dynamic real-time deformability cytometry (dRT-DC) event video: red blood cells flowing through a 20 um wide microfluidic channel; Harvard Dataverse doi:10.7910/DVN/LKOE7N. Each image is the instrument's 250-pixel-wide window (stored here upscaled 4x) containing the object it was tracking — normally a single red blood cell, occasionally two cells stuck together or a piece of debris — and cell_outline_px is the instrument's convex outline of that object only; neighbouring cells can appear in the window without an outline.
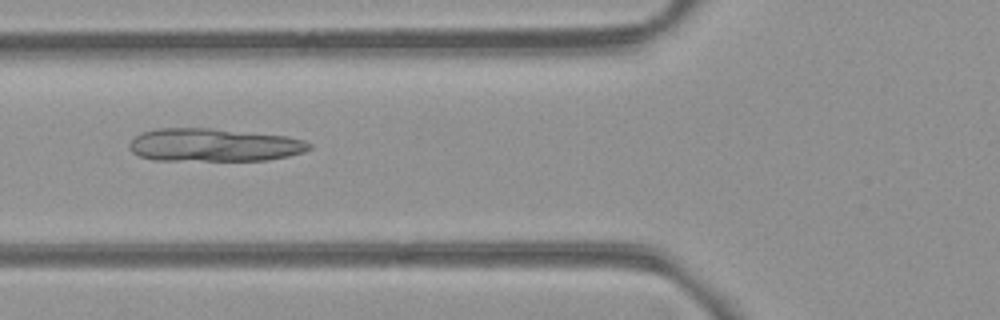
{"species": "common noctule bat (a hibernating species)", "species_latin": "Nyctalus noctula", "temperature_condition": "room temperature", "stored_images_in_passage": 5, "camera_frame_rate_fps": 3000, "um_per_image_px": 0.085, "animal": {"sex": "female", "body_mass_g": 21.9}, "frame": {"image": 1, "passage_image": 5, "time_ms": 4.667, "image_size_px": [1000, 320], "cell_outline_px": [[312, 148], [304, 152], [288, 156], [268, 160], [156, 160], [140, 156], [132, 152], [128, 144], [140, 132], [156, 128], [212, 128], [288, 136], [304, 140], [312, 144]], "centroid_in_image_um": [18.2, 12.32], "position_along_channel_um": 107.6, "area_um2": 34.8}}